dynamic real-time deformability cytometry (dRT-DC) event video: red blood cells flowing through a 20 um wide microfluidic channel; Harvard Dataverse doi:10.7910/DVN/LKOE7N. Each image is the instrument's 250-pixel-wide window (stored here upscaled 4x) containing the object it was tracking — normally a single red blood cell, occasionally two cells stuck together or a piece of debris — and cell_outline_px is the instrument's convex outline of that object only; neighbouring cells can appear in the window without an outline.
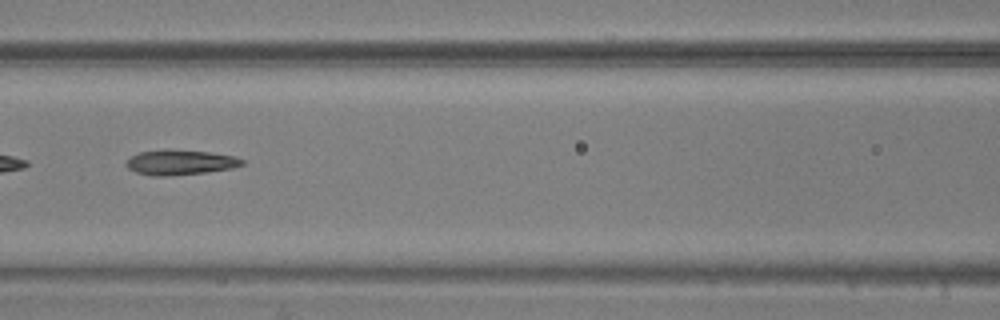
{"species": "common noctule bat (a hibernating species)", "species_latin": "Nyctalus noctula", "temperature_condition": "warm", "stored_images_in_passage": 52, "camera_frame_rate_fps": 3000, "um_per_image_px": 0.085, "animal": {"sex": "male", "body_mass_g": 20.5, "forearm_length_mm": 52.5}, "frame": {"image": 1, "passage_image": 23, "time_ms": 7.333, "image_size_px": [1000, 320], "cell_outline_px": [[244, 164], [232, 168], [204, 172], [168, 176], [152, 176], [136, 172], [128, 168], [124, 164], [132, 156], [140, 152], [168, 148], [208, 152], [232, 156], [244, 160]], "centroid_in_image_um": [15.28, 13.79], "position_along_channel_um": 151.3, "area_um2": 16.88}, "authors_computed_cell_mechanics": {"area_um2": 17.3689, "velocity_mm_per_s": 3.6489, "shape_relaxation_time_tau1_ms": 3.383, "shape_relaxation_time_tau2_ms": 2.4431, "deformation_change_tau1": 0.1781, "deformation_change_tau2": 0.1406}}